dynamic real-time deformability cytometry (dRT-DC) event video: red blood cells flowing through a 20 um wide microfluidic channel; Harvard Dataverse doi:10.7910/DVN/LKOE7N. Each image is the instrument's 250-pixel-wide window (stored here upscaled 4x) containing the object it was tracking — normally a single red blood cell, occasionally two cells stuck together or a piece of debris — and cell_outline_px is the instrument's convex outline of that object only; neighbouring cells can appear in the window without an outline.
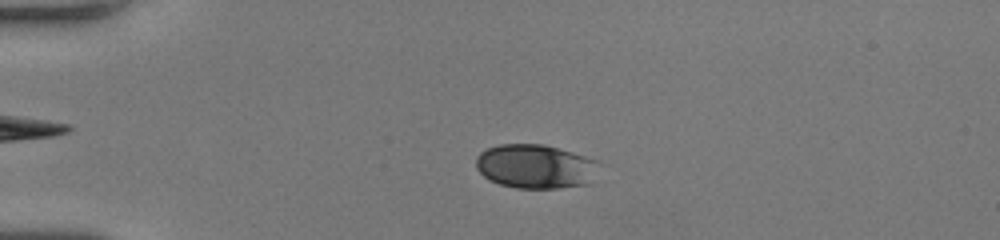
{"species": "human", "species_latin": "Homo sapiens", "temperature_condition": "room temperature", "stored_images_in_passage": 50, "camera_frame_rate_fps": 3000, "um_per_image_px": 0.085, "donor": {"sex": "female"}, "frame": {"image": 1, "passage_image": 11, "time_ms": 3.333, "image_size_px": [1000, 240], "cell_outline_px": [[600, 160], [592, 184], [560, 188], [516, 188], [500, 184], [488, 180], [476, 168], [476, 156], [480, 152], [488, 148], [500, 144], [544, 144]], "centroid_in_image_um": [45.54, 14.15], "position_along_channel_um": 39.5, "area_um2": 32.02}}
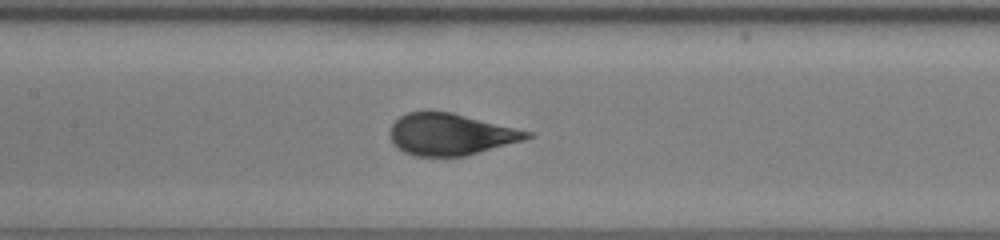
{"frame": {"image": 2, "passage_image": 24, "time_ms": 7.667, "image_size_px": [1000, 240], "cell_outline_px": [[536, 136], [524, 140], [464, 156], [416, 156], [404, 152], [396, 148], [392, 144], [388, 132], [392, 124], [400, 116], [408, 112], [452, 112], [536, 132]], "centroid_in_image_um": [38.33, 11.42], "position_along_channel_um": 169.1, "area_um2": 33.58}}
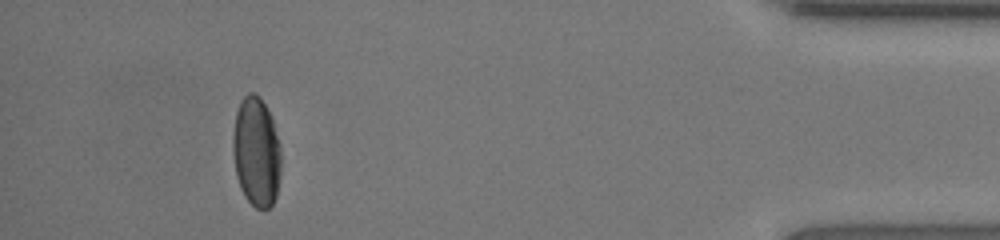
{"frame": {"image": 3, "passage_image": 46, "time_ms": 15.0, "image_size_px": [1000, 240], "cell_outline_px": [[280, 176], [276, 196], [272, 204], [268, 208], [256, 208], [244, 196], [240, 188], [236, 176], [232, 148], [232, 132], [236, 112], [240, 100], [248, 92], [256, 92], [260, 96], [272, 120], [280, 144]], "centroid_in_image_um": [21.76, 12.89], "position_along_channel_um": 413.4, "area_um2": 30.98}, "authors_computed_cell_mechanics": {"area_um2": 33.6396, "velocity_mm_per_s": 4.0756, "shape_relaxation_time_tau1_ms": 3.4017, "shape_relaxation_time_tau2_ms": null, "deformation_change_tau1": 0.1479, "deformation_change_tau2": null}}